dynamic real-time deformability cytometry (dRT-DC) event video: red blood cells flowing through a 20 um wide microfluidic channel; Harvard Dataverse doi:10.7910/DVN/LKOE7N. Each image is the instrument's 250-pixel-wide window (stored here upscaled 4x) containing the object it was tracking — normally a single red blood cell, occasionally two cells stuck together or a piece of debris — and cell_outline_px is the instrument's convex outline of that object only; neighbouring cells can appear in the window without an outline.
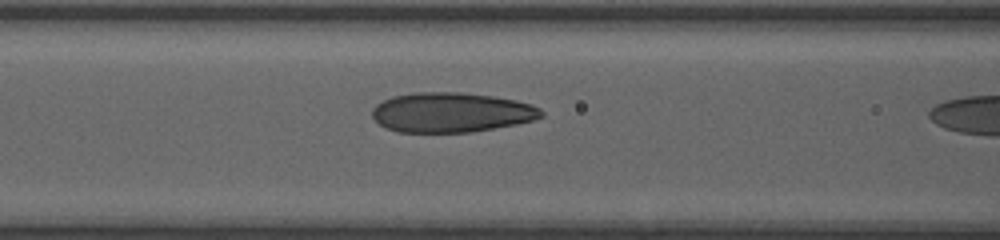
{"species": "human", "species_latin": "Homo sapiens", "temperature_condition": "room temperature", "stored_images_in_passage": 8, "segment_of_instrument_passage": [1, 2], "camera_frame_rate_fps": 3000, "um_per_image_px": 0.085, "donor": {"sex": "female"}, "frame": {"image": 1, "passage_image": 7, "time_ms": 5.667, "image_size_px": [1000, 240], "cell_outline_px": [[544, 116], [532, 120], [516, 124], [472, 132], [400, 132], [388, 128], [380, 124], [372, 116], [372, 108], [376, 104], [392, 96], [416, 92], [460, 92], [492, 96], [516, 100], [532, 104], [540, 108], [544, 112]], "centroid_in_image_um": [38.38, 9.55], "position_along_channel_um": 128.2, "area_um2": 39.19}}